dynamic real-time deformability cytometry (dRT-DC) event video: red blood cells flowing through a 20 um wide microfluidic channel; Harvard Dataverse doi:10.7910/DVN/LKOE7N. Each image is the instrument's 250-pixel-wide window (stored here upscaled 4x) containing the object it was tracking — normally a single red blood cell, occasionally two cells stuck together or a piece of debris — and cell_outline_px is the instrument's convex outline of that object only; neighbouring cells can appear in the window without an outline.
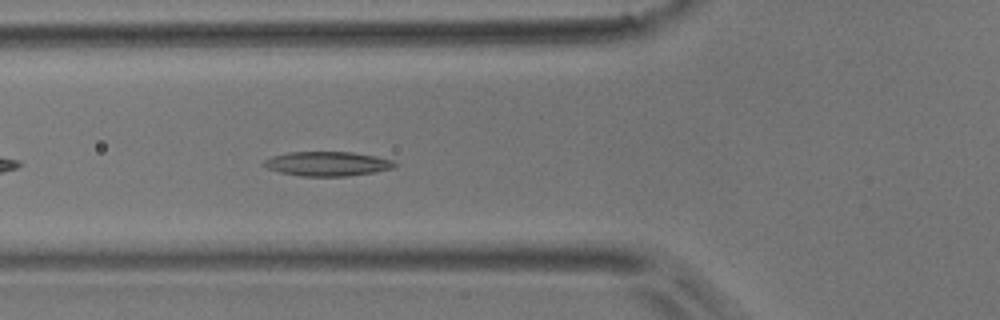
{"species": "common noctule bat (a hibernating species)", "species_latin": "Nyctalus noctula", "temperature_condition": "room temperature", "stored_images_in_passage": 38, "camera_frame_rate_fps": 3000, "um_per_image_px": 0.085, "animal": {"sex": "male", "body_mass_g": 17.9}, "frame": {"image": 1, "passage_image": 6, "time_ms": 1.667, "image_size_px": [1000, 320], "cell_outline_px": [[400, 164], [392, 168], [376, 172], [348, 176], [304, 176], [280, 172], [268, 168], [260, 164], [264, 160], [272, 156], [288, 152], [352, 152], [376, 156], [392, 160]], "centroid_in_image_um": [27.85, 13.92], "position_along_channel_um": 98.0, "area_um2": 18.67}}
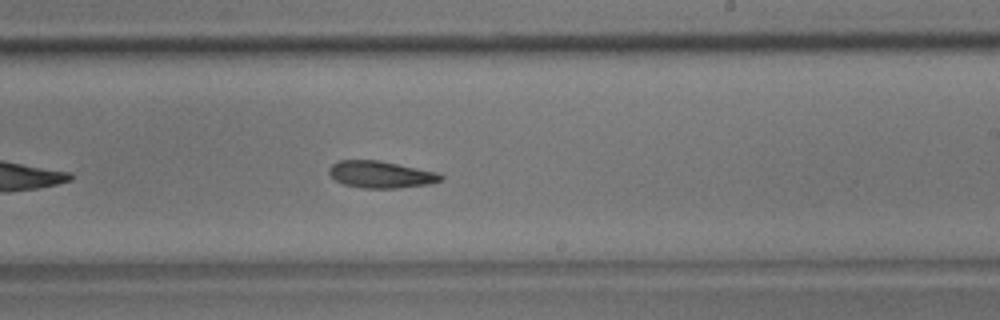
{"frame": {"image": 2, "passage_image": 18, "time_ms": 5.667, "image_size_px": [1000, 320], "cell_outline_px": [[444, 180], [428, 184], [400, 188], [360, 188], [344, 184], [336, 180], [328, 172], [328, 168], [332, 164], [340, 160], [380, 160], [436, 172], [444, 176]], "centroid_in_image_um": [32.37, 14.83], "position_along_channel_um": 256.6, "area_um2": 17.57}}
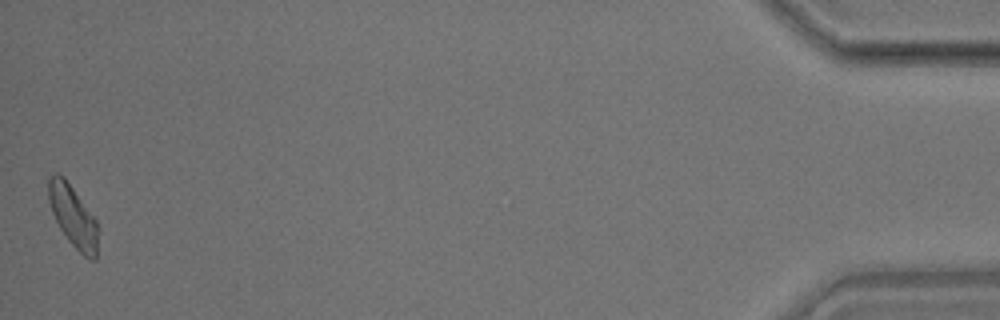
{"frame": {"image": 3, "passage_image": 38, "time_ms": 12.333, "image_size_px": [1000, 320], "cell_outline_px": [[100, 228], [96, 260], [92, 260], [84, 256], [68, 240], [60, 228], [52, 212], [48, 200], [48, 176], [56, 172], [64, 176], [96, 220]], "centroid_in_image_um": [6.23, 18.38], "position_along_channel_um": 429.0, "area_um2": 17.98}, "authors_computed_cell_mechanics": {"area_um2": 17.8602, "velocity_mm_per_s": 3.9617, "shape_relaxation_time_tau1_ms": 6.3306, "shape_relaxation_time_tau2_ms": null, "deformation_change_tau1": 0.1465, "deformation_change_tau2": null}}